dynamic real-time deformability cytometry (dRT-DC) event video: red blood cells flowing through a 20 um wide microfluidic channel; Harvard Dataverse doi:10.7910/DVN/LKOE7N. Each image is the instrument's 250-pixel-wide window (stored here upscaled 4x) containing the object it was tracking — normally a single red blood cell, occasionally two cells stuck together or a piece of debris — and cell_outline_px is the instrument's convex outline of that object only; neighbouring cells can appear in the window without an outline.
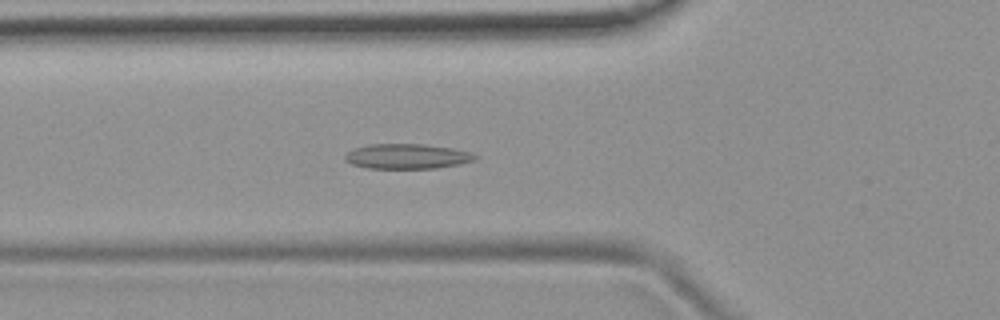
{"species": "common noctule bat (a hibernating species)", "species_latin": "Nyctalus noctula", "temperature_condition": "room temperature", "stored_images_in_passage": 53, "camera_frame_rate_fps": 3000, "um_per_image_px": 0.085, "animal": {"sex": "female", "body_mass_g": 19.9}, "frame": {"image": 1, "passage_image": 19, "time_ms": 6.0, "image_size_px": [1000, 320], "cell_outline_px": [[480, 156], [476, 160], [460, 164], [436, 168], [368, 168], [352, 164], [344, 160], [344, 156], [352, 148], [368, 144], [424, 144], [452, 148], [472, 152]], "centroid_in_image_um": [34.63, 13.28], "position_along_channel_um": 91.2, "area_um2": 19.13}}
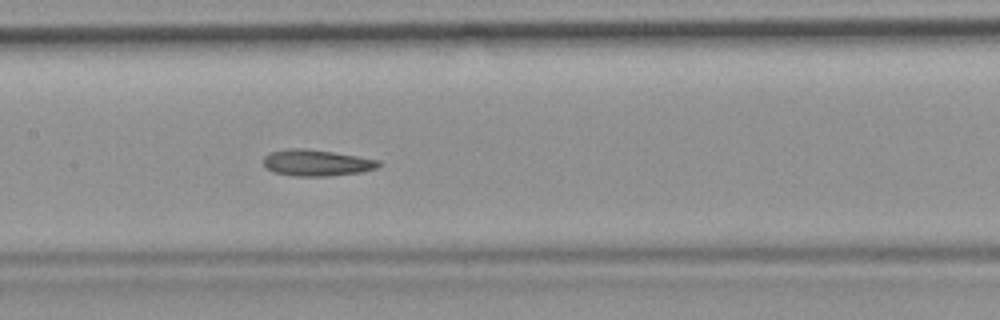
{"frame": {"image": 2, "passage_image": 26, "time_ms": 8.333, "image_size_px": [1000, 320], "cell_outline_px": [[380, 164], [376, 168], [360, 172], [328, 176], [292, 176], [272, 172], [264, 164], [264, 156], [268, 152], [288, 148], [308, 148], [380, 160]], "centroid_in_image_um": [26.86, 13.83], "position_along_channel_um": 180.5, "area_um2": 17.69}}
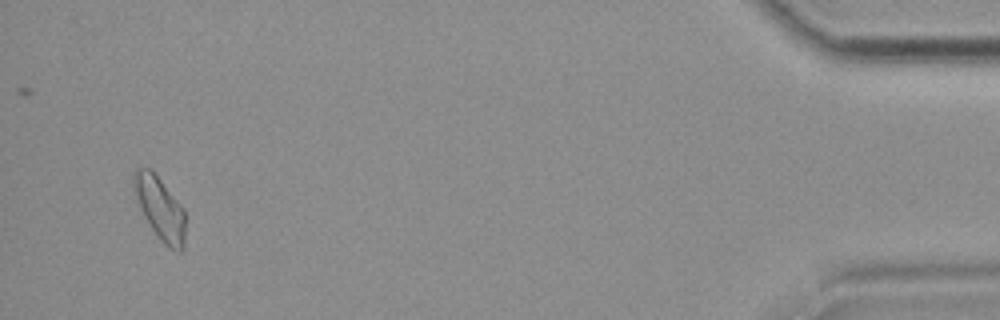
{"frame": {"image": 3, "passage_image": 51, "time_ms": 16.667, "image_size_px": [1000, 320], "cell_outline_px": [[184, 248], [180, 252], [176, 252], [168, 248], [156, 236], [144, 216], [140, 208], [132, 188], [132, 172], [136, 168], [152, 168], [184, 208]], "centroid_in_image_um": [13.58, 17.68], "position_along_channel_um": 421.6, "area_um2": 19.31}, "authors_computed_cell_mechanics": {"area_um2": 18.2648, "velocity_mm_per_s": 3.8163, "shape_relaxation_time_tau1_ms": null, "shape_relaxation_time_tau2_ms": 4.3138, "deformation_change_tau1": null, "deformation_change_tau2": 0.1183}}